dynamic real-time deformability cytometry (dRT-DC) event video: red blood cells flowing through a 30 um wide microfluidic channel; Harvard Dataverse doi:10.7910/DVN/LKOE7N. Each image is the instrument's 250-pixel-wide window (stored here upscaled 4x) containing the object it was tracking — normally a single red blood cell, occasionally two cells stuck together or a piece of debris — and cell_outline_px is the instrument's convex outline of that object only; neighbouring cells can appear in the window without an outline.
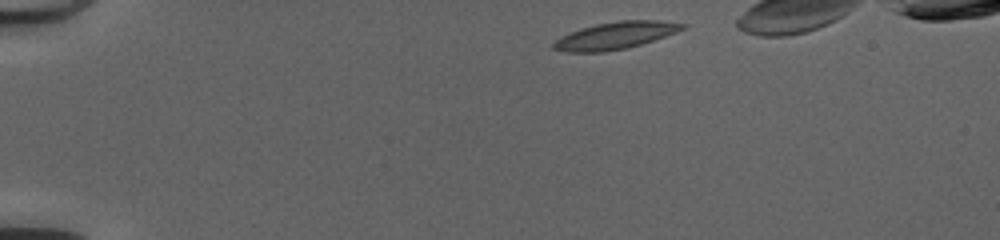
{"species": "common noctule bat (a hibernating species)", "species_latin": "Nyctalus noctula", "temperature_condition": "cold", "stored_images_in_passage": 37, "camera_frame_rate_fps": 3000, "um_per_image_px": 0.085, "animal": {"sex": "female", "body_mass_g": 20.0, "forearm_length_mm": 54.0}, "frame": {"image": 1, "passage_image": 1, "time_ms": 0.0, "image_size_px": [1000, 240], "cell_outline_px": [[688, 28], [628, 48], [604, 52], [564, 52], [552, 48], [552, 44], [556, 40], [580, 28], [596, 24], [620, 20], [660, 20], [688, 24]], "centroid_in_image_um": [52.34, 3.01], "position_along_channel_um": 32.7, "area_um2": 20.35}}
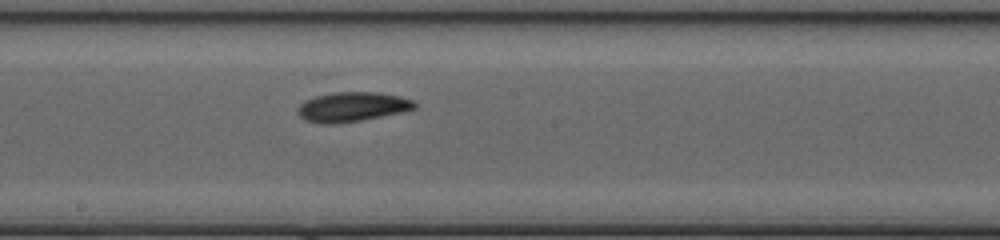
{"frame": {"image": 2, "passage_image": 20, "time_ms": 6.333, "image_size_px": [1000, 240], "cell_outline_px": [[416, 108], [400, 112], [360, 120], [336, 124], [320, 124], [304, 120], [300, 116], [296, 108], [304, 100], [316, 96], [332, 92], [376, 92], [400, 96], [412, 100], [416, 104]], "centroid_in_image_um": [29.88, 9.08], "position_along_channel_um": 218.3, "area_um2": 20.11}}
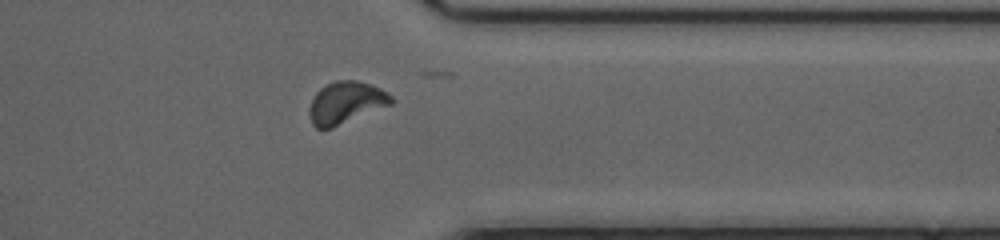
{"frame": {"image": 3, "passage_image": 32, "time_ms": 10.333, "image_size_px": [1000, 240], "cell_outline_px": [[392, 104], [332, 128], [316, 128], [312, 124], [308, 112], [312, 100], [316, 92], [324, 84], [336, 80], [356, 80], [372, 84], [388, 92], [392, 96]], "centroid_in_image_um": [29.39, 8.71], "position_along_channel_um": 382.0, "area_um2": 20.17}}